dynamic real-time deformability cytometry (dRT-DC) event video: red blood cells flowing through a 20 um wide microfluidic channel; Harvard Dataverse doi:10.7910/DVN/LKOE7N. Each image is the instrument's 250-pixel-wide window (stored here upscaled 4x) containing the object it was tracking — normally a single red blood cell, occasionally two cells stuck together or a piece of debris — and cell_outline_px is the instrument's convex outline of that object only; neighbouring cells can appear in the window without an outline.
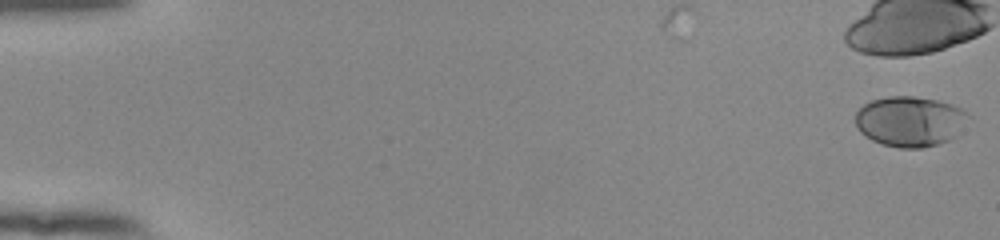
{"species": "human", "species_latin": "Homo sapiens", "temperature_condition": "room temperature", "stored_images_in_passage": 11, "camera_frame_rate_fps": 3000, "um_per_image_px": 0.085, "donor": {"sex": "female"}, "frame": {"image": 1, "passage_image": 1, "time_ms": 0.0, "image_size_px": [1000, 240], "cell_outline_px": [[972, 116], [956, 136], [948, 140], [936, 144], [920, 148], [900, 148], [884, 144], [872, 140], [860, 132], [856, 128], [856, 112], [864, 104], [872, 100], [888, 96], [912, 96], [940, 100], [952, 104], [960, 108]], "centroid_in_image_um": [77.37, 10.3], "position_along_channel_um": 7.6, "area_um2": 33.23}}